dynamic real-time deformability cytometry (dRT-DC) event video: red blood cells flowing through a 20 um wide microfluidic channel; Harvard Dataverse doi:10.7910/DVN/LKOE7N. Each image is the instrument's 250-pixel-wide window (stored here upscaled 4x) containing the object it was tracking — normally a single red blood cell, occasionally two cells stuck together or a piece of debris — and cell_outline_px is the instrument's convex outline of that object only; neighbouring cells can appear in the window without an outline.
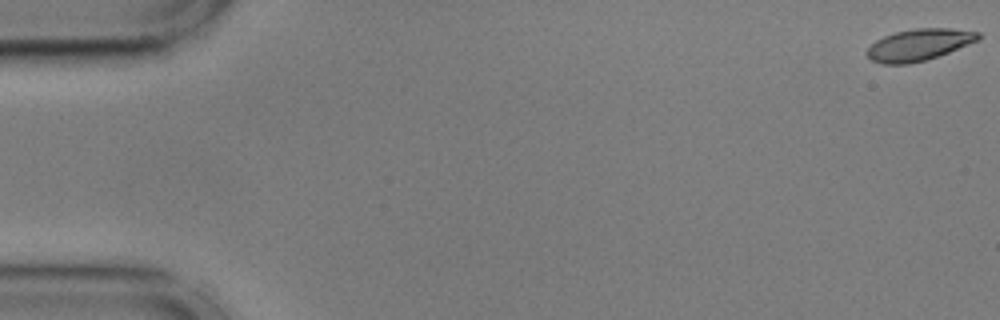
{"species": "common noctule bat (a hibernating species)", "species_latin": "Nyctalus noctula", "temperature_condition": "cold", "stored_images_in_passage": 11, "camera_frame_rate_fps": 3000, "um_per_image_px": 0.085, "animal": {"sex": "male", "body_mass_g": 17.9, "forearm_length_mm": 54.2}, "frame": {"image": 1, "passage_image": 1, "time_ms": 0.0, "image_size_px": [1000, 320], "cell_outline_px": [[980, 36], [976, 40], [968, 44], [948, 52], [924, 60], [908, 64], [880, 64], [872, 60], [864, 52], [876, 40], [884, 36], [896, 32], [916, 28], [948, 28], [980, 32]], "centroid_in_image_um": [78.06, 3.8], "position_along_channel_um": 6.9, "area_um2": 20.23}}